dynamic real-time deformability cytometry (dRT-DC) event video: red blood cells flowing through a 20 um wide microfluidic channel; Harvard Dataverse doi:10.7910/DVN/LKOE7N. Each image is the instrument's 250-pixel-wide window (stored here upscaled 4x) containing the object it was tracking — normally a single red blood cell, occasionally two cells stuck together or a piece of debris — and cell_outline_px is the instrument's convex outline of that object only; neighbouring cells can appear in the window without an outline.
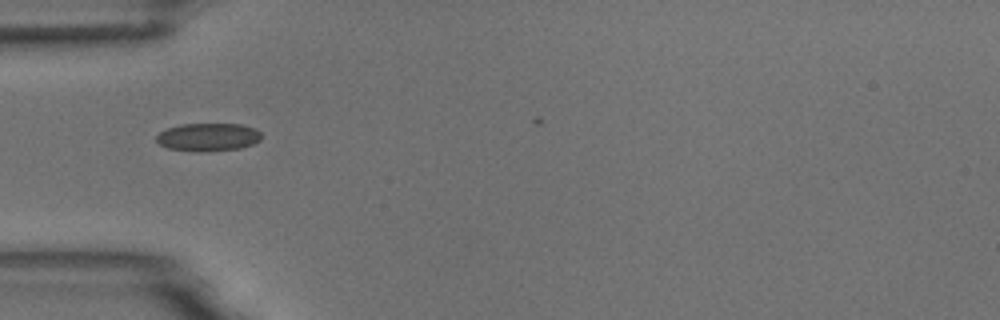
{"species": "common noctule bat (a hibernating species)", "species_latin": "Nyctalus noctula", "temperature_condition": "room temperature", "stored_images_in_passage": 7, "camera_frame_rate_fps": 3000, "um_per_image_px": 0.085, "animal": {"sex": "male", "body_mass_g": 18.8}, "frame": {"image": 1, "passage_image": 5, "time_ms": 5.333, "image_size_px": [1000, 320], "cell_outline_px": [[260, 140], [252, 144], [240, 148], [200, 152], [196, 152], [168, 148], [160, 144], [156, 140], [156, 136], [160, 132], [168, 128], [180, 124], [240, 124], [256, 128], [260, 132]], "centroid_in_image_um": [17.69, 11.65], "position_along_channel_um": 67.3, "area_um2": 17.11}}